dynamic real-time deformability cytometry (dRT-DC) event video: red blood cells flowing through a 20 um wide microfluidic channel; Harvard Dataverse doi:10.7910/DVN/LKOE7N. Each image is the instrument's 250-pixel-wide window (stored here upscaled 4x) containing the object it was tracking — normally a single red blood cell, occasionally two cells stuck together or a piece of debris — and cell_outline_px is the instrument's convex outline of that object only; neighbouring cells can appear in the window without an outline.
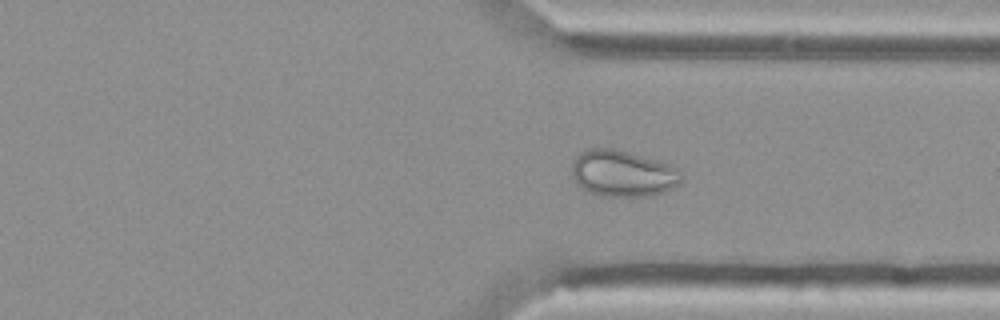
{"species": "Egyptian fruit bat (a non-hibernating species)", "species_latin": "Rousettus aegyptiacus", "temperature_condition": "cold", "stored_images_in_passage": 47, "camera_frame_rate_fps": 3000, "um_per_image_px": 0.085, "animal": {"sex": "female"}, "frame": {"image": 1, "passage_image": 33, "time_ms": 10.667, "image_size_px": [1000, 320], "cell_outline_px": [[684, 176], [680, 184], [672, 188], [652, 196], [600, 196], [588, 192], [576, 184], [572, 176], [572, 164], [576, 156], [580, 152], [588, 148], [612, 148], [628, 152], [656, 160], [668, 164], [676, 168]], "centroid_in_image_um": [52.91, 14.75], "position_along_channel_um": 358.5, "area_um2": 29.77}}
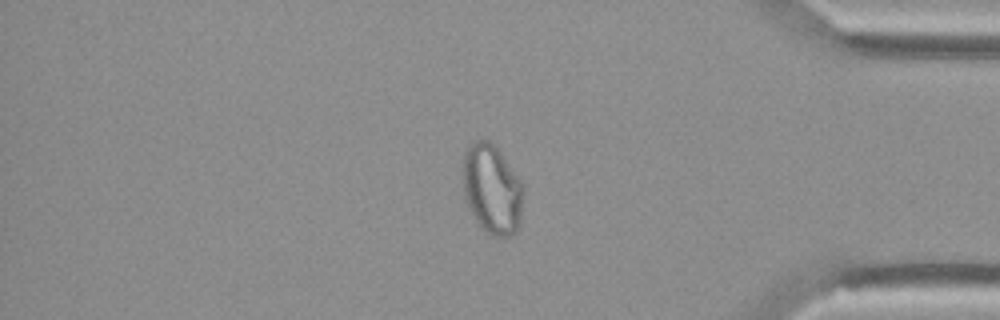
{"frame": {"image": 2, "passage_image": 38, "time_ms": 12.333, "image_size_px": [1000, 320], "cell_outline_px": [[524, 192], [520, 228], [516, 232], [508, 236], [492, 236], [484, 232], [476, 220], [464, 196], [460, 172], [460, 168], [464, 152], [468, 144], [472, 140], [488, 140], [500, 152], [524, 184]], "centroid_in_image_um": [41.8, 16.07], "position_along_channel_um": 393.4, "area_um2": 32.48}}
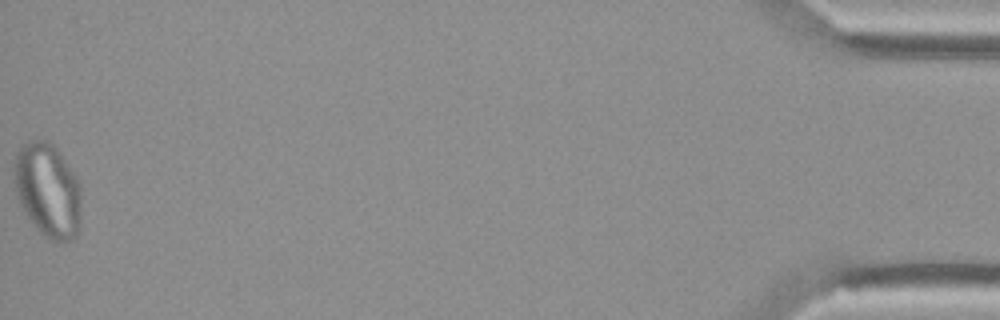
{"frame": {"image": 3, "passage_image": 47, "time_ms": 15.333, "image_size_px": [1000, 320], "cell_outline_px": [[80, 220], [76, 236], [72, 240], [60, 244], [44, 236], [36, 228], [20, 204], [16, 196], [16, 152], [20, 144], [28, 140], [48, 140], [56, 148], [76, 176], [80, 184]], "centroid_in_image_um": [4.08, 16.18], "position_along_channel_um": 431.1, "area_um2": 36.7}}